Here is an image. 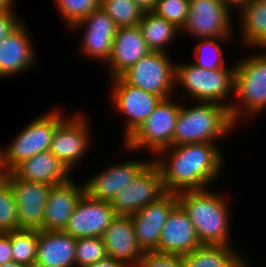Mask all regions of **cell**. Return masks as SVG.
I'll return each instance as SVG.
<instances>
[{
	"mask_svg": "<svg viewBox=\"0 0 266 267\" xmlns=\"http://www.w3.org/2000/svg\"><path fill=\"white\" fill-rule=\"evenodd\" d=\"M85 193L73 180L51 187L44 210L43 230H64L78 201Z\"/></svg>",
	"mask_w": 266,
	"mask_h": 267,
	"instance_id": "obj_20",
	"label": "cell"
},
{
	"mask_svg": "<svg viewBox=\"0 0 266 267\" xmlns=\"http://www.w3.org/2000/svg\"><path fill=\"white\" fill-rule=\"evenodd\" d=\"M220 195V196H219ZM178 203L187 212L201 245L231 246L229 238L228 203L221 194L209 190L183 191Z\"/></svg>",
	"mask_w": 266,
	"mask_h": 267,
	"instance_id": "obj_2",
	"label": "cell"
},
{
	"mask_svg": "<svg viewBox=\"0 0 266 267\" xmlns=\"http://www.w3.org/2000/svg\"><path fill=\"white\" fill-rule=\"evenodd\" d=\"M38 249V230L17 229L11 231V252L13 261L34 267Z\"/></svg>",
	"mask_w": 266,
	"mask_h": 267,
	"instance_id": "obj_28",
	"label": "cell"
},
{
	"mask_svg": "<svg viewBox=\"0 0 266 267\" xmlns=\"http://www.w3.org/2000/svg\"><path fill=\"white\" fill-rule=\"evenodd\" d=\"M181 105L162 99L145 122L124 142L128 150L148 148L155 155L173 145L176 119Z\"/></svg>",
	"mask_w": 266,
	"mask_h": 267,
	"instance_id": "obj_7",
	"label": "cell"
},
{
	"mask_svg": "<svg viewBox=\"0 0 266 267\" xmlns=\"http://www.w3.org/2000/svg\"><path fill=\"white\" fill-rule=\"evenodd\" d=\"M0 267H26V266L20 263H16L15 261H11L8 263L0 264Z\"/></svg>",
	"mask_w": 266,
	"mask_h": 267,
	"instance_id": "obj_43",
	"label": "cell"
},
{
	"mask_svg": "<svg viewBox=\"0 0 266 267\" xmlns=\"http://www.w3.org/2000/svg\"><path fill=\"white\" fill-rule=\"evenodd\" d=\"M58 110H49L46 114L33 120L18 134L5 151L6 162L12 171L22 161L34 155L50 150L56 127L65 119Z\"/></svg>",
	"mask_w": 266,
	"mask_h": 267,
	"instance_id": "obj_8",
	"label": "cell"
},
{
	"mask_svg": "<svg viewBox=\"0 0 266 267\" xmlns=\"http://www.w3.org/2000/svg\"><path fill=\"white\" fill-rule=\"evenodd\" d=\"M7 182L15 196L19 229L43 230L45 205L52 186L19 179L12 172Z\"/></svg>",
	"mask_w": 266,
	"mask_h": 267,
	"instance_id": "obj_13",
	"label": "cell"
},
{
	"mask_svg": "<svg viewBox=\"0 0 266 267\" xmlns=\"http://www.w3.org/2000/svg\"><path fill=\"white\" fill-rule=\"evenodd\" d=\"M10 174L11 170L9 169L6 162L5 150H0V183L7 181Z\"/></svg>",
	"mask_w": 266,
	"mask_h": 267,
	"instance_id": "obj_39",
	"label": "cell"
},
{
	"mask_svg": "<svg viewBox=\"0 0 266 267\" xmlns=\"http://www.w3.org/2000/svg\"><path fill=\"white\" fill-rule=\"evenodd\" d=\"M75 249L76 238L63 230H38V249L34 267H74Z\"/></svg>",
	"mask_w": 266,
	"mask_h": 267,
	"instance_id": "obj_23",
	"label": "cell"
},
{
	"mask_svg": "<svg viewBox=\"0 0 266 267\" xmlns=\"http://www.w3.org/2000/svg\"><path fill=\"white\" fill-rule=\"evenodd\" d=\"M177 204V194L166 192L159 199L130 215L137 242L143 251L158 252L161 230Z\"/></svg>",
	"mask_w": 266,
	"mask_h": 267,
	"instance_id": "obj_15",
	"label": "cell"
},
{
	"mask_svg": "<svg viewBox=\"0 0 266 267\" xmlns=\"http://www.w3.org/2000/svg\"><path fill=\"white\" fill-rule=\"evenodd\" d=\"M199 105L182 106L176 119L173 145L189 143H214L219 137L234 128L229 108L213 102H199Z\"/></svg>",
	"mask_w": 266,
	"mask_h": 267,
	"instance_id": "obj_3",
	"label": "cell"
},
{
	"mask_svg": "<svg viewBox=\"0 0 266 267\" xmlns=\"http://www.w3.org/2000/svg\"><path fill=\"white\" fill-rule=\"evenodd\" d=\"M112 79L115 84L111 99L115 108L128 119L124 136L126 141L145 122L162 98L126 83L120 76Z\"/></svg>",
	"mask_w": 266,
	"mask_h": 267,
	"instance_id": "obj_11",
	"label": "cell"
},
{
	"mask_svg": "<svg viewBox=\"0 0 266 267\" xmlns=\"http://www.w3.org/2000/svg\"><path fill=\"white\" fill-rule=\"evenodd\" d=\"M17 178L51 186L69 181L70 171L50 150L19 163L12 171Z\"/></svg>",
	"mask_w": 266,
	"mask_h": 267,
	"instance_id": "obj_24",
	"label": "cell"
},
{
	"mask_svg": "<svg viewBox=\"0 0 266 267\" xmlns=\"http://www.w3.org/2000/svg\"><path fill=\"white\" fill-rule=\"evenodd\" d=\"M116 216L110 202L93 199L84 193L63 231L76 239L102 237Z\"/></svg>",
	"mask_w": 266,
	"mask_h": 267,
	"instance_id": "obj_12",
	"label": "cell"
},
{
	"mask_svg": "<svg viewBox=\"0 0 266 267\" xmlns=\"http://www.w3.org/2000/svg\"><path fill=\"white\" fill-rule=\"evenodd\" d=\"M239 267H250V265H248L246 261H244Z\"/></svg>",
	"mask_w": 266,
	"mask_h": 267,
	"instance_id": "obj_44",
	"label": "cell"
},
{
	"mask_svg": "<svg viewBox=\"0 0 266 267\" xmlns=\"http://www.w3.org/2000/svg\"><path fill=\"white\" fill-rule=\"evenodd\" d=\"M134 1L144 12L153 11L157 3V0H134Z\"/></svg>",
	"mask_w": 266,
	"mask_h": 267,
	"instance_id": "obj_40",
	"label": "cell"
},
{
	"mask_svg": "<svg viewBox=\"0 0 266 267\" xmlns=\"http://www.w3.org/2000/svg\"><path fill=\"white\" fill-rule=\"evenodd\" d=\"M239 13L245 43L266 49V0H253Z\"/></svg>",
	"mask_w": 266,
	"mask_h": 267,
	"instance_id": "obj_26",
	"label": "cell"
},
{
	"mask_svg": "<svg viewBox=\"0 0 266 267\" xmlns=\"http://www.w3.org/2000/svg\"><path fill=\"white\" fill-rule=\"evenodd\" d=\"M151 161L134 160L109 166L84 182L85 193L93 199L111 202Z\"/></svg>",
	"mask_w": 266,
	"mask_h": 267,
	"instance_id": "obj_17",
	"label": "cell"
},
{
	"mask_svg": "<svg viewBox=\"0 0 266 267\" xmlns=\"http://www.w3.org/2000/svg\"><path fill=\"white\" fill-rule=\"evenodd\" d=\"M188 10L189 0H157L156 7L152 12L181 30L187 21Z\"/></svg>",
	"mask_w": 266,
	"mask_h": 267,
	"instance_id": "obj_34",
	"label": "cell"
},
{
	"mask_svg": "<svg viewBox=\"0 0 266 267\" xmlns=\"http://www.w3.org/2000/svg\"><path fill=\"white\" fill-rule=\"evenodd\" d=\"M101 7L118 28L137 26L144 13L134 0H101Z\"/></svg>",
	"mask_w": 266,
	"mask_h": 267,
	"instance_id": "obj_29",
	"label": "cell"
},
{
	"mask_svg": "<svg viewBox=\"0 0 266 267\" xmlns=\"http://www.w3.org/2000/svg\"><path fill=\"white\" fill-rule=\"evenodd\" d=\"M227 245H201L184 255L186 267H239L245 260Z\"/></svg>",
	"mask_w": 266,
	"mask_h": 267,
	"instance_id": "obj_25",
	"label": "cell"
},
{
	"mask_svg": "<svg viewBox=\"0 0 266 267\" xmlns=\"http://www.w3.org/2000/svg\"><path fill=\"white\" fill-rule=\"evenodd\" d=\"M55 2L64 22L70 27L101 7V0H55Z\"/></svg>",
	"mask_w": 266,
	"mask_h": 267,
	"instance_id": "obj_33",
	"label": "cell"
},
{
	"mask_svg": "<svg viewBox=\"0 0 266 267\" xmlns=\"http://www.w3.org/2000/svg\"><path fill=\"white\" fill-rule=\"evenodd\" d=\"M107 257L102 237H83L76 239L75 264L87 267Z\"/></svg>",
	"mask_w": 266,
	"mask_h": 267,
	"instance_id": "obj_31",
	"label": "cell"
},
{
	"mask_svg": "<svg viewBox=\"0 0 266 267\" xmlns=\"http://www.w3.org/2000/svg\"><path fill=\"white\" fill-rule=\"evenodd\" d=\"M13 261L11 252V232L0 233V264Z\"/></svg>",
	"mask_w": 266,
	"mask_h": 267,
	"instance_id": "obj_37",
	"label": "cell"
},
{
	"mask_svg": "<svg viewBox=\"0 0 266 267\" xmlns=\"http://www.w3.org/2000/svg\"><path fill=\"white\" fill-rule=\"evenodd\" d=\"M221 1L228 9H231L230 7H233L232 5H234L235 8L237 7L239 8L240 12L245 6H247L253 0H221Z\"/></svg>",
	"mask_w": 266,
	"mask_h": 267,
	"instance_id": "obj_41",
	"label": "cell"
},
{
	"mask_svg": "<svg viewBox=\"0 0 266 267\" xmlns=\"http://www.w3.org/2000/svg\"><path fill=\"white\" fill-rule=\"evenodd\" d=\"M230 37H216V38H203L195 47V57L197 61L193 64L199 68L207 70H217L225 68V59L223 58V51L218 44L219 41L229 40ZM203 40V41H202ZM208 49V50H207ZM213 51V52H212ZM208 52V53H207Z\"/></svg>",
	"mask_w": 266,
	"mask_h": 267,
	"instance_id": "obj_30",
	"label": "cell"
},
{
	"mask_svg": "<svg viewBox=\"0 0 266 267\" xmlns=\"http://www.w3.org/2000/svg\"><path fill=\"white\" fill-rule=\"evenodd\" d=\"M180 64L175 63L176 84L184 86L189 95L199 102L219 103L230 109V103L223 101L230 92H235L236 67L233 66L231 69L226 66L222 69L207 70L193 63Z\"/></svg>",
	"mask_w": 266,
	"mask_h": 267,
	"instance_id": "obj_5",
	"label": "cell"
},
{
	"mask_svg": "<svg viewBox=\"0 0 266 267\" xmlns=\"http://www.w3.org/2000/svg\"><path fill=\"white\" fill-rule=\"evenodd\" d=\"M134 267H186L184 255L144 251Z\"/></svg>",
	"mask_w": 266,
	"mask_h": 267,
	"instance_id": "obj_35",
	"label": "cell"
},
{
	"mask_svg": "<svg viewBox=\"0 0 266 267\" xmlns=\"http://www.w3.org/2000/svg\"><path fill=\"white\" fill-rule=\"evenodd\" d=\"M219 150L214 143L172 145L160 150L152 161L161 171L166 192L178 194L206 189L217 178L224 159Z\"/></svg>",
	"mask_w": 266,
	"mask_h": 267,
	"instance_id": "obj_1",
	"label": "cell"
},
{
	"mask_svg": "<svg viewBox=\"0 0 266 267\" xmlns=\"http://www.w3.org/2000/svg\"><path fill=\"white\" fill-rule=\"evenodd\" d=\"M149 52L151 50L138 25L118 28L114 36L111 56L107 61L111 68L110 76L112 78L120 76Z\"/></svg>",
	"mask_w": 266,
	"mask_h": 267,
	"instance_id": "obj_22",
	"label": "cell"
},
{
	"mask_svg": "<svg viewBox=\"0 0 266 267\" xmlns=\"http://www.w3.org/2000/svg\"><path fill=\"white\" fill-rule=\"evenodd\" d=\"M201 246L194 225L178 203L165 222L158 243V252L186 255Z\"/></svg>",
	"mask_w": 266,
	"mask_h": 267,
	"instance_id": "obj_18",
	"label": "cell"
},
{
	"mask_svg": "<svg viewBox=\"0 0 266 267\" xmlns=\"http://www.w3.org/2000/svg\"><path fill=\"white\" fill-rule=\"evenodd\" d=\"M265 53L247 56L235 65V92L233 94L243 107L240 104H231L229 112L234 124L240 120L242 113L241 116L247 115L250 119L266 109Z\"/></svg>",
	"mask_w": 266,
	"mask_h": 267,
	"instance_id": "obj_4",
	"label": "cell"
},
{
	"mask_svg": "<svg viewBox=\"0 0 266 267\" xmlns=\"http://www.w3.org/2000/svg\"><path fill=\"white\" fill-rule=\"evenodd\" d=\"M26 29L20 23L0 42V78L20 74L35 64L37 57Z\"/></svg>",
	"mask_w": 266,
	"mask_h": 267,
	"instance_id": "obj_21",
	"label": "cell"
},
{
	"mask_svg": "<svg viewBox=\"0 0 266 267\" xmlns=\"http://www.w3.org/2000/svg\"><path fill=\"white\" fill-rule=\"evenodd\" d=\"M188 11L182 32L199 39L231 37V10L221 0H189Z\"/></svg>",
	"mask_w": 266,
	"mask_h": 267,
	"instance_id": "obj_10",
	"label": "cell"
},
{
	"mask_svg": "<svg viewBox=\"0 0 266 267\" xmlns=\"http://www.w3.org/2000/svg\"><path fill=\"white\" fill-rule=\"evenodd\" d=\"M120 77L128 84L153 93L162 99L175 93V65L166 52L151 51ZM174 89V90H173Z\"/></svg>",
	"mask_w": 266,
	"mask_h": 267,
	"instance_id": "obj_6",
	"label": "cell"
},
{
	"mask_svg": "<svg viewBox=\"0 0 266 267\" xmlns=\"http://www.w3.org/2000/svg\"><path fill=\"white\" fill-rule=\"evenodd\" d=\"M78 113L70 118H65L55 129L50 152L53 153L71 172L78 159L87 152L89 141L88 122L85 116Z\"/></svg>",
	"mask_w": 266,
	"mask_h": 267,
	"instance_id": "obj_14",
	"label": "cell"
},
{
	"mask_svg": "<svg viewBox=\"0 0 266 267\" xmlns=\"http://www.w3.org/2000/svg\"><path fill=\"white\" fill-rule=\"evenodd\" d=\"M19 229L15 196L11 185L0 183V233Z\"/></svg>",
	"mask_w": 266,
	"mask_h": 267,
	"instance_id": "obj_32",
	"label": "cell"
},
{
	"mask_svg": "<svg viewBox=\"0 0 266 267\" xmlns=\"http://www.w3.org/2000/svg\"><path fill=\"white\" fill-rule=\"evenodd\" d=\"M107 257L134 267L144 251L139 246L130 216L117 215L102 236Z\"/></svg>",
	"mask_w": 266,
	"mask_h": 267,
	"instance_id": "obj_19",
	"label": "cell"
},
{
	"mask_svg": "<svg viewBox=\"0 0 266 267\" xmlns=\"http://www.w3.org/2000/svg\"><path fill=\"white\" fill-rule=\"evenodd\" d=\"M14 0H0V10H14L12 4Z\"/></svg>",
	"mask_w": 266,
	"mask_h": 267,
	"instance_id": "obj_42",
	"label": "cell"
},
{
	"mask_svg": "<svg viewBox=\"0 0 266 267\" xmlns=\"http://www.w3.org/2000/svg\"><path fill=\"white\" fill-rule=\"evenodd\" d=\"M87 267H128V266L122 261L113 259L111 257H106L105 259L99 260L98 262H95L94 264L89 265Z\"/></svg>",
	"mask_w": 266,
	"mask_h": 267,
	"instance_id": "obj_38",
	"label": "cell"
},
{
	"mask_svg": "<svg viewBox=\"0 0 266 267\" xmlns=\"http://www.w3.org/2000/svg\"><path fill=\"white\" fill-rule=\"evenodd\" d=\"M21 22L14 11L0 10V42Z\"/></svg>",
	"mask_w": 266,
	"mask_h": 267,
	"instance_id": "obj_36",
	"label": "cell"
},
{
	"mask_svg": "<svg viewBox=\"0 0 266 267\" xmlns=\"http://www.w3.org/2000/svg\"><path fill=\"white\" fill-rule=\"evenodd\" d=\"M166 193L159 167L151 161L110 202L117 215L130 216Z\"/></svg>",
	"mask_w": 266,
	"mask_h": 267,
	"instance_id": "obj_9",
	"label": "cell"
},
{
	"mask_svg": "<svg viewBox=\"0 0 266 267\" xmlns=\"http://www.w3.org/2000/svg\"><path fill=\"white\" fill-rule=\"evenodd\" d=\"M83 29L81 51L88 57L106 62L111 56L114 36L118 27L113 19L104 11L102 7L92 11L87 17L72 26Z\"/></svg>",
	"mask_w": 266,
	"mask_h": 267,
	"instance_id": "obj_16",
	"label": "cell"
},
{
	"mask_svg": "<svg viewBox=\"0 0 266 267\" xmlns=\"http://www.w3.org/2000/svg\"><path fill=\"white\" fill-rule=\"evenodd\" d=\"M138 26L148 48L151 51L166 52L165 47L171 44L180 31L178 27L166 19L157 16L154 12H144Z\"/></svg>",
	"mask_w": 266,
	"mask_h": 267,
	"instance_id": "obj_27",
	"label": "cell"
}]
</instances>
